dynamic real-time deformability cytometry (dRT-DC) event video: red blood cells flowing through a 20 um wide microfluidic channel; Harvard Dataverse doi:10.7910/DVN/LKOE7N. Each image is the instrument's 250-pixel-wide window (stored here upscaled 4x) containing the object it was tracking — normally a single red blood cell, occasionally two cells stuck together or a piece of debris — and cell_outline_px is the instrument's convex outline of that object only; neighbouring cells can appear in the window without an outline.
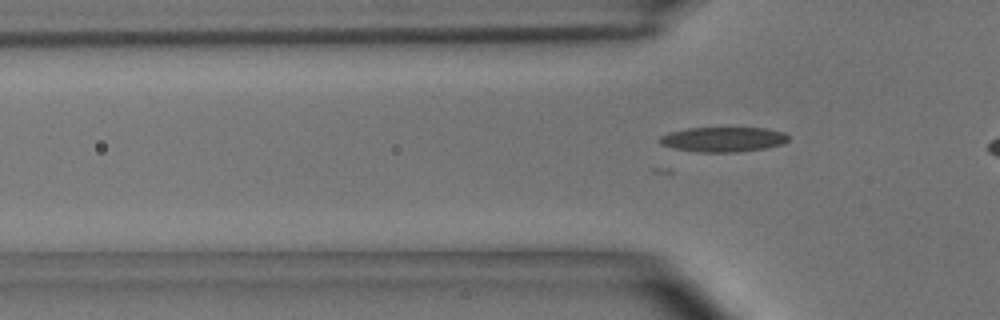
{"species": "common noctule bat (a hibernating species)", "species_latin": "Nyctalus noctula", "temperature_condition": "room temperature", "stored_images_in_passage": 35, "camera_frame_rate_fps": 3000, "um_per_image_px": 0.085, "animal": {"sex": "male", "body_mass_g": 15.6}, "frame": {"image": 1, "passage_image": 2, "time_ms": 0.333, "image_size_px": [1000, 320], "cell_outline_px": [[788, 140], [780, 144], [764, 148], [740, 152], [696, 152], [676, 148], [660, 144], [656, 140], [660, 136], [668, 132], [684, 128], [764, 128], [784, 132], [788, 136]], "centroid_in_image_um": [61.41, 11.84], "position_along_channel_um": 64.4, "area_um2": 18.67}, "authors_computed_cell_mechanics": {"area_um2": 17.6868, "velocity_mm_per_s": 3.6624, "shape_relaxation_time_tau1_ms": 4.9098, "shape_relaxation_time_tau2_ms": 3.2528, "deformation_change_tau1": 0.1444, "deformation_change_tau2": 0.115}}